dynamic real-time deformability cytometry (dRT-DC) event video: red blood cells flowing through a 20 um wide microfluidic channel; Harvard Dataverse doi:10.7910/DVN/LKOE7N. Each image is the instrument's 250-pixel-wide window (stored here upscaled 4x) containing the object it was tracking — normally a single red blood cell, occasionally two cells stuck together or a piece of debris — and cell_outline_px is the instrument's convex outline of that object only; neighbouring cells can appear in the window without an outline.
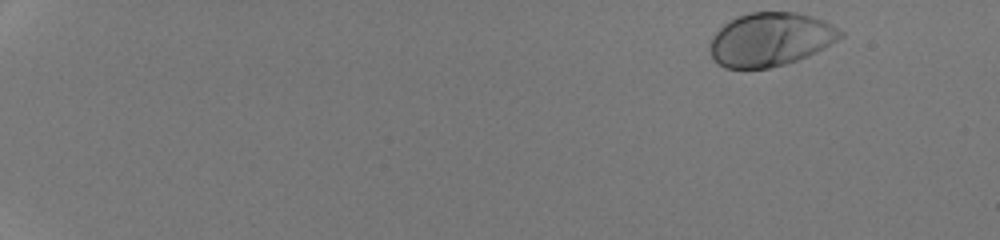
{"species": "human", "species_latin": "Homo sapiens", "temperature_condition": "room temperature", "stored_images_in_passage": 47, "camera_frame_rate_fps": 3000, "um_per_image_px": 0.085, "donor": {"sex": "male"}, "frame": {"image": 1, "passage_image": 1, "time_ms": 0.0, "image_size_px": [1000, 240], "cell_outline_px": [[844, 36], [808, 56], [784, 64], [768, 68], [724, 68], [712, 56], [708, 48], [708, 44], [712, 36], [724, 24], [736, 16], [748, 12], [796, 12], [812, 16], [824, 20], [832, 24], [844, 32]], "centroid_in_image_um": [65.47, 3.33], "position_along_channel_um": 19.5, "area_um2": 40.75}}
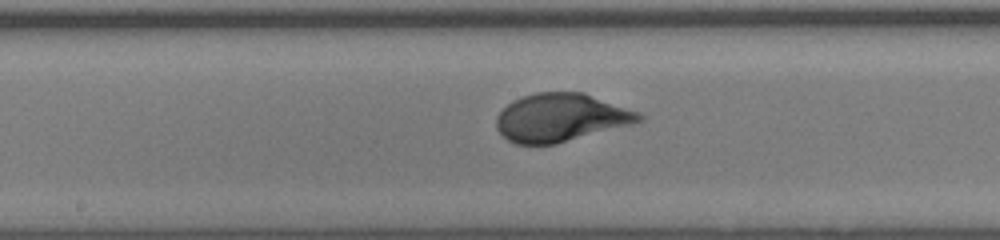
{"frame": {"image": 2, "passage_image": 27, "time_ms": 8.667, "image_size_px": [1000, 240], "cell_outline_px": [[644, 120], [632, 124], [556, 144], [516, 144], [508, 140], [496, 128], [496, 116], [512, 100], [536, 92], [584, 92], [640, 112], [644, 116]], "centroid_in_image_um": [47.69, 9.99], "position_along_channel_um": 200.5, "area_um2": 40.0}}
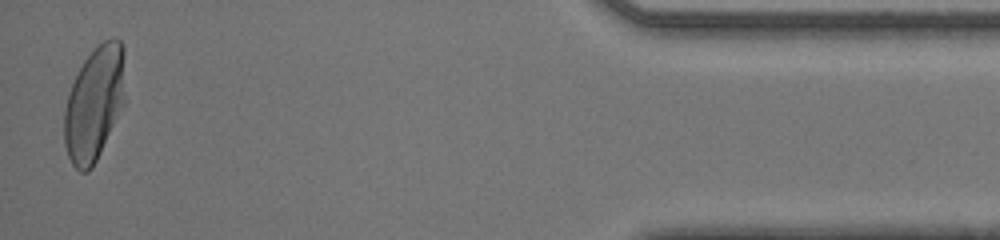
{"frame": {"image": 3, "passage_image": 47, "time_ms": 15.333, "image_size_px": [1000, 240], "cell_outline_px": [[124, 104], [92, 168], [88, 172], [80, 172], [72, 164], [68, 156], [64, 144], [64, 108], [68, 92], [84, 60], [104, 40], [112, 36], [120, 40], [124, 48]], "centroid_in_image_um": [8.01, 8.8], "position_along_channel_um": 427.2, "area_um2": 40.4}, "authors_computed_cell_mechanics": {"area_um2": 39.9398, "velocity_mm_per_s": 4.2485, "shape_relaxation_time_tau1_ms": 2.3062, "shape_relaxation_time_tau2_ms": null, "deformation_change_tau1": 0.1519, "deformation_change_tau2": null}}